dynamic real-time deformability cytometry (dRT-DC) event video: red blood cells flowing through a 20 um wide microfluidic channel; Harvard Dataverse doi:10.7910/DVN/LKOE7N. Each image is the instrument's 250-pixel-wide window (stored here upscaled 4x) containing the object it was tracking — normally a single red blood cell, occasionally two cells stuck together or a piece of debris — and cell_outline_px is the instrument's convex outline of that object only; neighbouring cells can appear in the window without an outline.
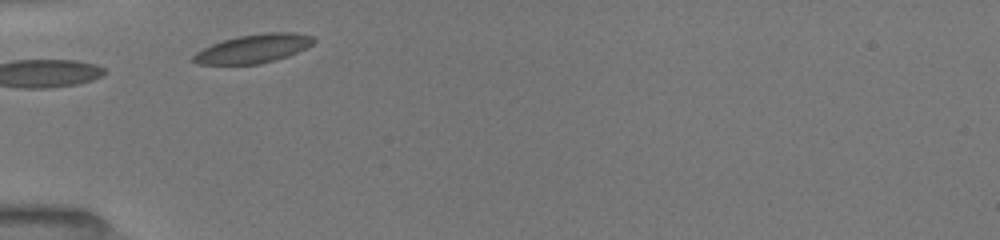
{"species": "common noctule bat (a hibernating species)", "species_latin": "Nyctalus noctula", "temperature_condition": "room temperature", "stored_images_in_passage": 13, "camera_frame_rate_fps": 3000, "um_per_image_px": 0.085, "animal": {"sex": "female", "body_mass_g": 19.5, "forearm_length_mm": 54.1}, "frame": {"image": 1, "passage_image": 1, "time_ms": 0.0, "image_size_px": [1000, 240], "cell_outline_px": [[316, 40], [312, 44], [288, 56], [276, 60], [260, 64], [196, 64], [192, 60], [192, 56], [196, 52], [212, 44], [236, 36], [264, 32], [296, 32], [312, 36]], "centroid_in_image_um": [21.54, 4.12], "position_along_channel_um": 63.5, "area_um2": 20.11}}
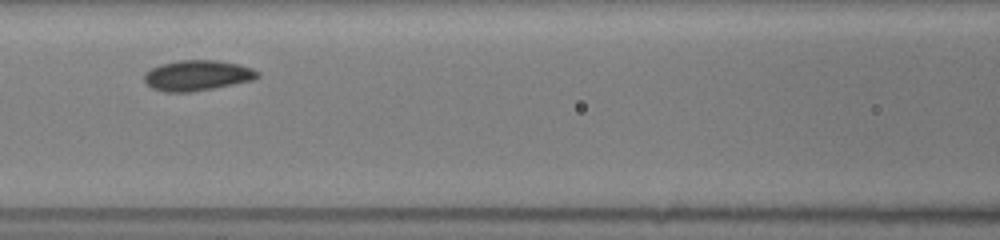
{"frame": {"image": 2, "passage_image": 4, "time_ms": 2.333, "image_size_px": [1000, 240], "cell_outline_px": [[260, 76], [256, 80], [192, 92], [164, 92], [152, 88], [144, 80], [144, 76], [152, 68], [164, 64], [180, 60], [220, 60], [240, 64], [252, 68], [260, 72]], "centroid_in_image_um": [16.85, 6.41], "position_along_channel_um": 149.7, "area_um2": 20.17}}
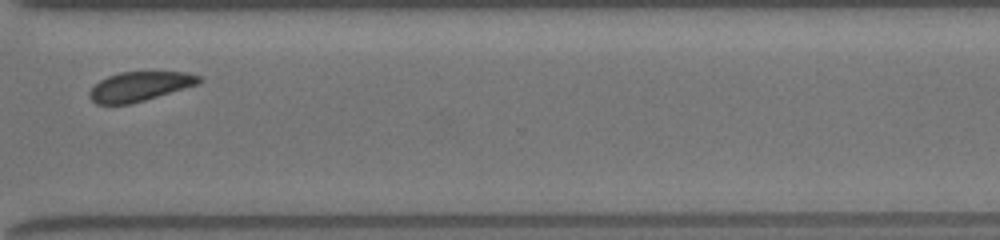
{"frame": {"image": 3, "passage_image": 11, "time_ms": 7.667, "image_size_px": [1000, 240], "cell_outline_px": [[204, 80], [200, 84], [144, 100], [128, 104], [96, 104], [88, 96], [88, 92], [100, 80], [108, 76], [120, 72], [188, 72], [200, 76]], "centroid_in_image_um": [11.91, 7.34], "position_along_channel_um": 358.7, "area_um2": 18.79}, "authors_computed_cell_mechanics": {"area_um2": 19.4786, "velocity_mm_per_s": 3.9246, "shape_relaxation_time_tau1_ms": 1.1618, "shape_relaxation_time_tau2_ms": null, "deformation_change_tau1": 0.06, "deformation_change_tau2": null}}